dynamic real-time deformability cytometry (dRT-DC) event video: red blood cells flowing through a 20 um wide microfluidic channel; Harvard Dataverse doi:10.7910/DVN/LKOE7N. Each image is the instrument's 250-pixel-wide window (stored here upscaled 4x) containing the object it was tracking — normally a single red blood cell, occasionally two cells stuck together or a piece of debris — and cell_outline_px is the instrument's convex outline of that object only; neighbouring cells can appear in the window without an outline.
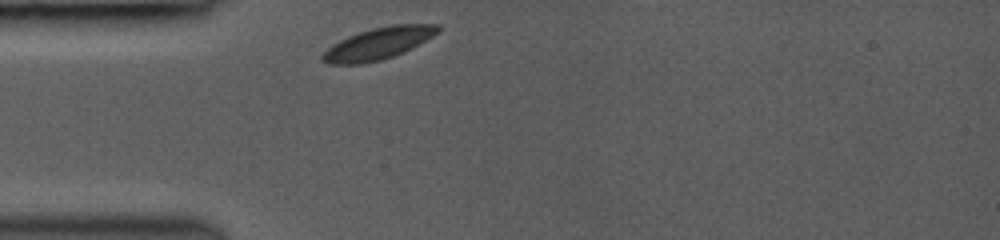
{"species": "common noctule bat (a hibernating species)", "species_latin": "Nyctalus noctula", "temperature_condition": "room temperature", "stored_images_in_passage": 1, "camera_frame_rate_fps": 3000, "um_per_image_px": 0.085, "animal": {"sex": "female", "body_mass_g": 19.0, "forearm_length_mm": 53.3}, "frame": {"image": 1, "passage_image": 1, "time_ms": 0.0, "image_size_px": [1000, 240], "cell_outline_px": [[440, 32], [392, 56], [380, 60], [360, 64], [328, 64], [320, 60], [320, 56], [332, 44], [348, 36], [372, 28], [392, 24], [440, 24]], "centroid_in_image_um": [32.1, 3.69], "position_along_channel_um": 52.9, "area_um2": 21.04}}